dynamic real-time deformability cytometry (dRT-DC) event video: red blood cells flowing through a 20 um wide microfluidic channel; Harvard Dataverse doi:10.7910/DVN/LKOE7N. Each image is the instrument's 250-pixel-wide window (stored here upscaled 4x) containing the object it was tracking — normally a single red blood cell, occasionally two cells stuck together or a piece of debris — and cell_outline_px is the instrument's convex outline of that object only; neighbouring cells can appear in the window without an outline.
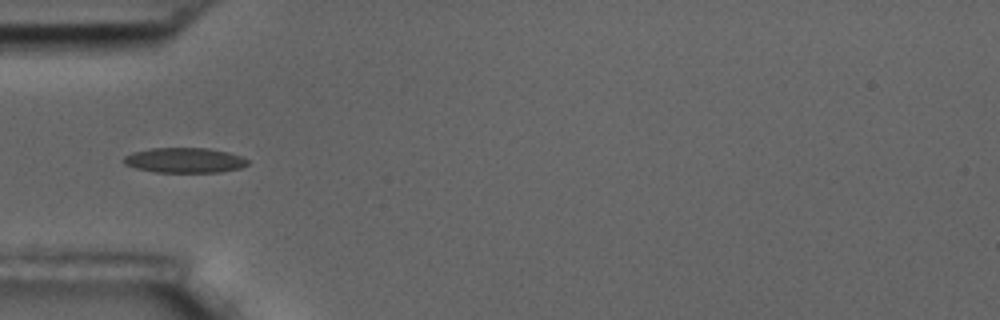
{"species": "common noctule bat (a hibernating species)", "species_latin": "Nyctalus noctula", "temperature_condition": "room temperature", "stored_images_in_passage": 39, "camera_frame_rate_fps": 3000, "um_per_image_px": 0.085, "animal": {"sex": "male", "body_mass_g": 17.5, "forearm_length_mm": 52.3}, "frame": {"image": 1, "passage_image": 1, "time_ms": 0.0, "image_size_px": [1000, 320], "cell_outline_px": [[248, 164], [240, 168], [220, 172], [156, 172], [136, 168], [124, 164], [124, 156], [132, 152], [152, 148], [208, 148], [228, 152], [240, 156], [248, 160]], "centroid_in_image_um": [15.68, 13.62], "position_along_channel_um": 69.3, "area_um2": 18.03}}
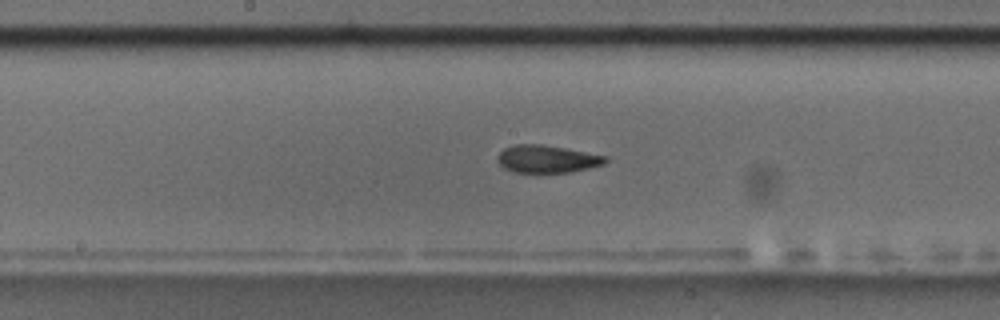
{"frame": {"image": 2, "passage_image": 12, "time_ms": 3.667, "image_size_px": [1000, 320], "cell_outline_px": [[608, 160], [604, 164], [588, 168], [568, 172], [516, 172], [504, 168], [496, 160], [496, 156], [504, 148], [516, 144], [540, 144], [564, 148], [608, 156]], "centroid_in_image_um": [46.48, 13.5], "position_along_channel_um": 201.7, "area_um2": 17.22}}
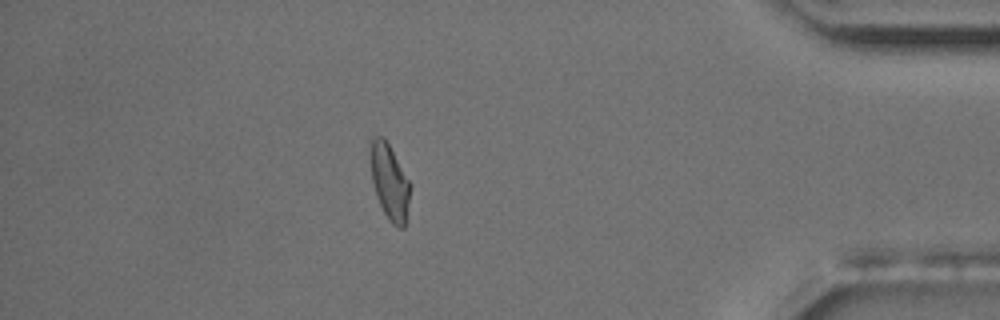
{"frame": {"image": 3, "passage_image": 32, "time_ms": 10.333, "image_size_px": [1000, 320], "cell_outline_px": [[412, 184], [408, 220], [404, 228], [400, 228], [392, 224], [388, 220], [380, 204], [372, 180], [368, 140], [372, 136], [384, 136]], "centroid_in_image_um": [33.14, 15.44], "position_along_channel_um": 402.1, "area_um2": 18.21}, "authors_computed_cell_mechanics": {"area_um2": 17.5134, "velocity_mm_per_s": 3.6234, "shape_relaxation_time_tau1_ms": 6.4379, "shape_relaxation_time_tau2_ms": 3.6636, "deformation_change_tau1": 0.1643, "deformation_change_tau2": 0.0888}}